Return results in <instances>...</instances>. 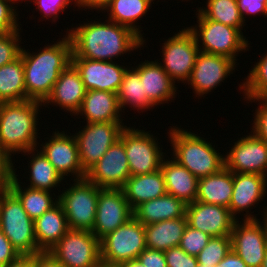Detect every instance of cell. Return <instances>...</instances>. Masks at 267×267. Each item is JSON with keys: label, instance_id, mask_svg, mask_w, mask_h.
Listing matches in <instances>:
<instances>
[{"label": "cell", "instance_id": "19", "mask_svg": "<svg viewBox=\"0 0 267 267\" xmlns=\"http://www.w3.org/2000/svg\"><path fill=\"white\" fill-rule=\"evenodd\" d=\"M79 71L86 90H103L117 93L127 68L114 61L71 58Z\"/></svg>", "mask_w": 267, "mask_h": 267}, {"label": "cell", "instance_id": "49", "mask_svg": "<svg viewBox=\"0 0 267 267\" xmlns=\"http://www.w3.org/2000/svg\"><path fill=\"white\" fill-rule=\"evenodd\" d=\"M32 267H64L48 251H43L32 256Z\"/></svg>", "mask_w": 267, "mask_h": 267}, {"label": "cell", "instance_id": "51", "mask_svg": "<svg viewBox=\"0 0 267 267\" xmlns=\"http://www.w3.org/2000/svg\"><path fill=\"white\" fill-rule=\"evenodd\" d=\"M110 0H75V5L79 8H89L91 10H103Z\"/></svg>", "mask_w": 267, "mask_h": 267}, {"label": "cell", "instance_id": "31", "mask_svg": "<svg viewBox=\"0 0 267 267\" xmlns=\"http://www.w3.org/2000/svg\"><path fill=\"white\" fill-rule=\"evenodd\" d=\"M152 0H110L103 8L108 13V19L119 25L126 26L137 33L145 42L140 27L135 22L143 18L150 9Z\"/></svg>", "mask_w": 267, "mask_h": 267}, {"label": "cell", "instance_id": "30", "mask_svg": "<svg viewBox=\"0 0 267 267\" xmlns=\"http://www.w3.org/2000/svg\"><path fill=\"white\" fill-rule=\"evenodd\" d=\"M186 226V216L144 225L146 247L166 251L179 246Z\"/></svg>", "mask_w": 267, "mask_h": 267}, {"label": "cell", "instance_id": "4", "mask_svg": "<svg viewBox=\"0 0 267 267\" xmlns=\"http://www.w3.org/2000/svg\"><path fill=\"white\" fill-rule=\"evenodd\" d=\"M173 149V158L198 179L215 174L224 167V156L203 137L179 127L167 132Z\"/></svg>", "mask_w": 267, "mask_h": 267}, {"label": "cell", "instance_id": "41", "mask_svg": "<svg viewBox=\"0 0 267 267\" xmlns=\"http://www.w3.org/2000/svg\"><path fill=\"white\" fill-rule=\"evenodd\" d=\"M13 4L14 0H0V34L21 30L17 23V9Z\"/></svg>", "mask_w": 267, "mask_h": 267}, {"label": "cell", "instance_id": "39", "mask_svg": "<svg viewBox=\"0 0 267 267\" xmlns=\"http://www.w3.org/2000/svg\"><path fill=\"white\" fill-rule=\"evenodd\" d=\"M210 238V235L187 225L179 247L187 254L197 257L202 249L208 244Z\"/></svg>", "mask_w": 267, "mask_h": 267}, {"label": "cell", "instance_id": "8", "mask_svg": "<svg viewBox=\"0 0 267 267\" xmlns=\"http://www.w3.org/2000/svg\"><path fill=\"white\" fill-rule=\"evenodd\" d=\"M146 248L144 225L133 216L100 240L101 262L117 267L137 259Z\"/></svg>", "mask_w": 267, "mask_h": 267}, {"label": "cell", "instance_id": "42", "mask_svg": "<svg viewBox=\"0 0 267 267\" xmlns=\"http://www.w3.org/2000/svg\"><path fill=\"white\" fill-rule=\"evenodd\" d=\"M32 1L37 5V10L40 11L41 15L43 14V18H53L52 21L54 22L56 21L55 19L59 18L58 15L61 11L64 12V10L70 8V3L72 4L74 1L75 4V0H29L27 2L29 3Z\"/></svg>", "mask_w": 267, "mask_h": 267}, {"label": "cell", "instance_id": "23", "mask_svg": "<svg viewBox=\"0 0 267 267\" xmlns=\"http://www.w3.org/2000/svg\"><path fill=\"white\" fill-rule=\"evenodd\" d=\"M134 69L143 81L144 93L154 105L168 103L177 93L175 82L163 70L158 61H146L138 64Z\"/></svg>", "mask_w": 267, "mask_h": 267}, {"label": "cell", "instance_id": "57", "mask_svg": "<svg viewBox=\"0 0 267 267\" xmlns=\"http://www.w3.org/2000/svg\"><path fill=\"white\" fill-rule=\"evenodd\" d=\"M98 267H115V266H107V265H103V264H101V265L98 266Z\"/></svg>", "mask_w": 267, "mask_h": 267}, {"label": "cell", "instance_id": "9", "mask_svg": "<svg viewBox=\"0 0 267 267\" xmlns=\"http://www.w3.org/2000/svg\"><path fill=\"white\" fill-rule=\"evenodd\" d=\"M48 252L64 267H98L100 240L88 230L69 229Z\"/></svg>", "mask_w": 267, "mask_h": 267}, {"label": "cell", "instance_id": "29", "mask_svg": "<svg viewBox=\"0 0 267 267\" xmlns=\"http://www.w3.org/2000/svg\"><path fill=\"white\" fill-rule=\"evenodd\" d=\"M35 237L42 251L50 250L69 230L67 218L58 202L34 221Z\"/></svg>", "mask_w": 267, "mask_h": 267}, {"label": "cell", "instance_id": "14", "mask_svg": "<svg viewBox=\"0 0 267 267\" xmlns=\"http://www.w3.org/2000/svg\"><path fill=\"white\" fill-rule=\"evenodd\" d=\"M132 217L123 189L101 188L92 233L101 240Z\"/></svg>", "mask_w": 267, "mask_h": 267}, {"label": "cell", "instance_id": "55", "mask_svg": "<svg viewBox=\"0 0 267 267\" xmlns=\"http://www.w3.org/2000/svg\"><path fill=\"white\" fill-rule=\"evenodd\" d=\"M261 267H267V252H266L265 258L263 259V263Z\"/></svg>", "mask_w": 267, "mask_h": 267}, {"label": "cell", "instance_id": "46", "mask_svg": "<svg viewBox=\"0 0 267 267\" xmlns=\"http://www.w3.org/2000/svg\"><path fill=\"white\" fill-rule=\"evenodd\" d=\"M137 259L145 267H167L164 251L146 248Z\"/></svg>", "mask_w": 267, "mask_h": 267}, {"label": "cell", "instance_id": "56", "mask_svg": "<svg viewBox=\"0 0 267 267\" xmlns=\"http://www.w3.org/2000/svg\"><path fill=\"white\" fill-rule=\"evenodd\" d=\"M197 267H220V266L219 265H216V266H203V265L198 264Z\"/></svg>", "mask_w": 267, "mask_h": 267}, {"label": "cell", "instance_id": "1", "mask_svg": "<svg viewBox=\"0 0 267 267\" xmlns=\"http://www.w3.org/2000/svg\"><path fill=\"white\" fill-rule=\"evenodd\" d=\"M83 24L67 31L72 43L71 58L112 61L144 45L137 33L109 19L106 23L94 20Z\"/></svg>", "mask_w": 267, "mask_h": 267}, {"label": "cell", "instance_id": "53", "mask_svg": "<svg viewBox=\"0 0 267 267\" xmlns=\"http://www.w3.org/2000/svg\"><path fill=\"white\" fill-rule=\"evenodd\" d=\"M117 267H145L138 259L129 260L119 264Z\"/></svg>", "mask_w": 267, "mask_h": 267}, {"label": "cell", "instance_id": "52", "mask_svg": "<svg viewBox=\"0 0 267 267\" xmlns=\"http://www.w3.org/2000/svg\"><path fill=\"white\" fill-rule=\"evenodd\" d=\"M5 267H32V256H20L13 262L5 265Z\"/></svg>", "mask_w": 267, "mask_h": 267}, {"label": "cell", "instance_id": "44", "mask_svg": "<svg viewBox=\"0 0 267 267\" xmlns=\"http://www.w3.org/2000/svg\"><path fill=\"white\" fill-rule=\"evenodd\" d=\"M12 156L0 145V193L9 189L14 178Z\"/></svg>", "mask_w": 267, "mask_h": 267}, {"label": "cell", "instance_id": "13", "mask_svg": "<svg viewBox=\"0 0 267 267\" xmlns=\"http://www.w3.org/2000/svg\"><path fill=\"white\" fill-rule=\"evenodd\" d=\"M130 176L126 150L120 138L86 172V178L99 188L122 189Z\"/></svg>", "mask_w": 267, "mask_h": 267}, {"label": "cell", "instance_id": "7", "mask_svg": "<svg viewBox=\"0 0 267 267\" xmlns=\"http://www.w3.org/2000/svg\"><path fill=\"white\" fill-rule=\"evenodd\" d=\"M68 189L58 195L69 229L92 231L95 222L99 188L86 177L74 179Z\"/></svg>", "mask_w": 267, "mask_h": 267}, {"label": "cell", "instance_id": "33", "mask_svg": "<svg viewBox=\"0 0 267 267\" xmlns=\"http://www.w3.org/2000/svg\"><path fill=\"white\" fill-rule=\"evenodd\" d=\"M26 100L24 65L20 56L0 67V103Z\"/></svg>", "mask_w": 267, "mask_h": 267}, {"label": "cell", "instance_id": "40", "mask_svg": "<svg viewBox=\"0 0 267 267\" xmlns=\"http://www.w3.org/2000/svg\"><path fill=\"white\" fill-rule=\"evenodd\" d=\"M20 30L0 34V67L17 59L22 50ZM20 45V46H19Z\"/></svg>", "mask_w": 267, "mask_h": 267}, {"label": "cell", "instance_id": "47", "mask_svg": "<svg viewBox=\"0 0 267 267\" xmlns=\"http://www.w3.org/2000/svg\"><path fill=\"white\" fill-rule=\"evenodd\" d=\"M237 5L245 22V15L263 14L267 17V0H237Z\"/></svg>", "mask_w": 267, "mask_h": 267}, {"label": "cell", "instance_id": "43", "mask_svg": "<svg viewBox=\"0 0 267 267\" xmlns=\"http://www.w3.org/2000/svg\"><path fill=\"white\" fill-rule=\"evenodd\" d=\"M167 267H197V257L187 254L179 246L164 251Z\"/></svg>", "mask_w": 267, "mask_h": 267}, {"label": "cell", "instance_id": "36", "mask_svg": "<svg viewBox=\"0 0 267 267\" xmlns=\"http://www.w3.org/2000/svg\"><path fill=\"white\" fill-rule=\"evenodd\" d=\"M207 6L198 8L203 17L220 22L225 25L237 28L242 34L241 30L244 27V20L237 5V0H207Z\"/></svg>", "mask_w": 267, "mask_h": 267}, {"label": "cell", "instance_id": "10", "mask_svg": "<svg viewBox=\"0 0 267 267\" xmlns=\"http://www.w3.org/2000/svg\"><path fill=\"white\" fill-rule=\"evenodd\" d=\"M119 138L124 143L131 176L149 174L161 169L166 153L162 152L163 148L160 149L157 138L151 133L126 126Z\"/></svg>", "mask_w": 267, "mask_h": 267}, {"label": "cell", "instance_id": "18", "mask_svg": "<svg viewBox=\"0 0 267 267\" xmlns=\"http://www.w3.org/2000/svg\"><path fill=\"white\" fill-rule=\"evenodd\" d=\"M47 139V142L41 144L40 151L64 180L70 174L76 176L75 179L85 178L86 172L80 164L75 136L57 130Z\"/></svg>", "mask_w": 267, "mask_h": 267}, {"label": "cell", "instance_id": "3", "mask_svg": "<svg viewBox=\"0 0 267 267\" xmlns=\"http://www.w3.org/2000/svg\"><path fill=\"white\" fill-rule=\"evenodd\" d=\"M39 106L36 100L0 103V145L10 155L38 148Z\"/></svg>", "mask_w": 267, "mask_h": 267}, {"label": "cell", "instance_id": "17", "mask_svg": "<svg viewBox=\"0 0 267 267\" xmlns=\"http://www.w3.org/2000/svg\"><path fill=\"white\" fill-rule=\"evenodd\" d=\"M237 62L226 56L199 52L191 76L187 81L196 96H204L232 74Z\"/></svg>", "mask_w": 267, "mask_h": 267}, {"label": "cell", "instance_id": "26", "mask_svg": "<svg viewBox=\"0 0 267 267\" xmlns=\"http://www.w3.org/2000/svg\"><path fill=\"white\" fill-rule=\"evenodd\" d=\"M187 205L173 195L166 193L159 198L141 203L133 210V216L143 225L164 220L183 218Z\"/></svg>", "mask_w": 267, "mask_h": 267}, {"label": "cell", "instance_id": "45", "mask_svg": "<svg viewBox=\"0 0 267 267\" xmlns=\"http://www.w3.org/2000/svg\"><path fill=\"white\" fill-rule=\"evenodd\" d=\"M251 103L259 102L258 108L255 110L252 132L260 139L267 142V103L263 99H246Z\"/></svg>", "mask_w": 267, "mask_h": 267}, {"label": "cell", "instance_id": "16", "mask_svg": "<svg viewBox=\"0 0 267 267\" xmlns=\"http://www.w3.org/2000/svg\"><path fill=\"white\" fill-rule=\"evenodd\" d=\"M235 221L231 237L232 250L241 257L247 267H261L267 252V241L261 221Z\"/></svg>", "mask_w": 267, "mask_h": 267}, {"label": "cell", "instance_id": "54", "mask_svg": "<svg viewBox=\"0 0 267 267\" xmlns=\"http://www.w3.org/2000/svg\"><path fill=\"white\" fill-rule=\"evenodd\" d=\"M263 210H265V211H263V213H264V218H263V221L261 222V223H263L262 224V226H263V228H264V232H265V237H266V241H267V206L263 209Z\"/></svg>", "mask_w": 267, "mask_h": 267}, {"label": "cell", "instance_id": "59", "mask_svg": "<svg viewBox=\"0 0 267 267\" xmlns=\"http://www.w3.org/2000/svg\"><path fill=\"white\" fill-rule=\"evenodd\" d=\"M16 3H19L20 2V0H14ZM17 1H19V2H17ZM23 0H21V2H22ZM26 1V0H25Z\"/></svg>", "mask_w": 267, "mask_h": 267}, {"label": "cell", "instance_id": "21", "mask_svg": "<svg viewBox=\"0 0 267 267\" xmlns=\"http://www.w3.org/2000/svg\"><path fill=\"white\" fill-rule=\"evenodd\" d=\"M267 177L253 173H233V191L229 204L232 216L239 220L237 214L245 211V220H257L248 214L251 207L258 204L266 196ZM247 210V211H246Z\"/></svg>", "mask_w": 267, "mask_h": 267}, {"label": "cell", "instance_id": "37", "mask_svg": "<svg viewBox=\"0 0 267 267\" xmlns=\"http://www.w3.org/2000/svg\"><path fill=\"white\" fill-rule=\"evenodd\" d=\"M245 82L240 85L245 99H263L267 95V53L254 64Z\"/></svg>", "mask_w": 267, "mask_h": 267}, {"label": "cell", "instance_id": "11", "mask_svg": "<svg viewBox=\"0 0 267 267\" xmlns=\"http://www.w3.org/2000/svg\"><path fill=\"white\" fill-rule=\"evenodd\" d=\"M122 122L87 123L76 138L78 154L82 169L87 172L109 147L119 139L121 131L126 127Z\"/></svg>", "mask_w": 267, "mask_h": 267}, {"label": "cell", "instance_id": "20", "mask_svg": "<svg viewBox=\"0 0 267 267\" xmlns=\"http://www.w3.org/2000/svg\"><path fill=\"white\" fill-rule=\"evenodd\" d=\"M186 219L188 226L211 237L230 236L236 221L229 208L199 201L187 205Z\"/></svg>", "mask_w": 267, "mask_h": 267}, {"label": "cell", "instance_id": "22", "mask_svg": "<svg viewBox=\"0 0 267 267\" xmlns=\"http://www.w3.org/2000/svg\"><path fill=\"white\" fill-rule=\"evenodd\" d=\"M84 83L79 71L70 63L61 73L55 82L51 94L43 102V105L55 104L56 107L70 111V115L76 114L80 109L86 94ZM50 103V104H49ZM72 112V113H71Z\"/></svg>", "mask_w": 267, "mask_h": 267}, {"label": "cell", "instance_id": "58", "mask_svg": "<svg viewBox=\"0 0 267 267\" xmlns=\"http://www.w3.org/2000/svg\"><path fill=\"white\" fill-rule=\"evenodd\" d=\"M263 100L267 103V95L263 98Z\"/></svg>", "mask_w": 267, "mask_h": 267}, {"label": "cell", "instance_id": "15", "mask_svg": "<svg viewBox=\"0 0 267 267\" xmlns=\"http://www.w3.org/2000/svg\"><path fill=\"white\" fill-rule=\"evenodd\" d=\"M224 167L233 173L267 174V142L254 133L240 138L224 156Z\"/></svg>", "mask_w": 267, "mask_h": 267}, {"label": "cell", "instance_id": "12", "mask_svg": "<svg viewBox=\"0 0 267 267\" xmlns=\"http://www.w3.org/2000/svg\"><path fill=\"white\" fill-rule=\"evenodd\" d=\"M162 46L163 70L174 81L187 82L191 76L199 48L194 35L186 29L169 37Z\"/></svg>", "mask_w": 267, "mask_h": 267}, {"label": "cell", "instance_id": "2", "mask_svg": "<svg viewBox=\"0 0 267 267\" xmlns=\"http://www.w3.org/2000/svg\"><path fill=\"white\" fill-rule=\"evenodd\" d=\"M36 53L21 50L24 65L26 100L44 102L51 94L60 73L71 63L72 43L66 33L62 40Z\"/></svg>", "mask_w": 267, "mask_h": 267}, {"label": "cell", "instance_id": "35", "mask_svg": "<svg viewBox=\"0 0 267 267\" xmlns=\"http://www.w3.org/2000/svg\"><path fill=\"white\" fill-rule=\"evenodd\" d=\"M118 103L122 110L126 105L134 109L141 110L152 108L154 105L149 101L144 93L143 81L140 80L139 73L132 67L127 68L123 76L122 83L117 91Z\"/></svg>", "mask_w": 267, "mask_h": 267}, {"label": "cell", "instance_id": "24", "mask_svg": "<svg viewBox=\"0 0 267 267\" xmlns=\"http://www.w3.org/2000/svg\"><path fill=\"white\" fill-rule=\"evenodd\" d=\"M121 108L116 93L87 90L80 109L75 115L85 116L87 123L122 122Z\"/></svg>", "mask_w": 267, "mask_h": 267}, {"label": "cell", "instance_id": "38", "mask_svg": "<svg viewBox=\"0 0 267 267\" xmlns=\"http://www.w3.org/2000/svg\"><path fill=\"white\" fill-rule=\"evenodd\" d=\"M230 236H214L197 256L198 264L216 266L231 250Z\"/></svg>", "mask_w": 267, "mask_h": 267}, {"label": "cell", "instance_id": "32", "mask_svg": "<svg viewBox=\"0 0 267 267\" xmlns=\"http://www.w3.org/2000/svg\"><path fill=\"white\" fill-rule=\"evenodd\" d=\"M17 176L16 171H14V178L9 189L19 198L23 209L32 220L35 221L59 202L58 196H56L55 200V198H52L53 196H51L52 193L50 194V191L29 187L24 188V186L22 188Z\"/></svg>", "mask_w": 267, "mask_h": 267}, {"label": "cell", "instance_id": "28", "mask_svg": "<svg viewBox=\"0 0 267 267\" xmlns=\"http://www.w3.org/2000/svg\"><path fill=\"white\" fill-rule=\"evenodd\" d=\"M233 191V172L223 167L219 172L198 179L196 201L228 208Z\"/></svg>", "mask_w": 267, "mask_h": 267}, {"label": "cell", "instance_id": "6", "mask_svg": "<svg viewBox=\"0 0 267 267\" xmlns=\"http://www.w3.org/2000/svg\"><path fill=\"white\" fill-rule=\"evenodd\" d=\"M196 15L198 25L187 28L194 35L200 52L222 55L237 61L238 52L248 50L250 44L237 28L209 20L199 12Z\"/></svg>", "mask_w": 267, "mask_h": 267}, {"label": "cell", "instance_id": "5", "mask_svg": "<svg viewBox=\"0 0 267 267\" xmlns=\"http://www.w3.org/2000/svg\"><path fill=\"white\" fill-rule=\"evenodd\" d=\"M0 230L20 255L33 256L43 252L37 245L34 220L10 189L0 193Z\"/></svg>", "mask_w": 267, "mask_h": 267}, {"label": "cell", "instance_id": "48", "mask_svg": "<svg viewBox=\"0 0 267 267\" xmlns=\"http://www.w3.org/2000/svg\"><path fill=\"white\" fill-rule=\"evenodd\" d=\"M20 256L21 255L14 248L9 239L0 230V263L7 265L18 259Z\"/></svg>", "mask_w": 267, "mask_h": 267}, {"label": "cell", "instance_id": "25", "mask_svg": "<svg viewBox=\"0 0 267 267\" xmlns=\"http://www.w3.org/2000/svg\"><path fill=\"white\" fill-rule=\"evenodd\" d=\"M161 171L166 192L183 201L186 205L195 202L198 178L173 158L162 160Z\"/></svg>", "mask_w": 267, "mask_h": 267}, {"label": "cell", "instance_id": "34", "mask_svg": "<svg viewBox=\"0 0 267 267\" xmlns=\"http://www.w3.org/2000/svg\"><path fill=\"white\" fill-rule=\"evenodd\" d=\"M34 151H37V154ZM22 153L33 155L29 162L30 164H28L30 165L28 166L30 167V174H28V179L30 181V185H28L29 188L47 190L51 192V188L60 186L59 184H61L60 182L64 178L55 170L54 166L41 151H38L36 148Z\"/></svg>", "mask_w": 267, "mask_h": 267}, {"label": "cell", "instance_id": "50", "mask_svg": "<svg viewBox=\"0 0 267 267\" xmlns=\"http://www.w3.org/2000/svg\"><path fill=\"white\" fill-rule=\"evenodd\" d=\"M220 267H247L245 262L232 249L219 262Z\"/></svg>", "mask_w": 267, "mask_h": 267}, {"label": "cell", "instance_id": "27", "mask_svg": "<svg viewBox=\"0 0 267 267\" xmlns=\"http://www.w3.org/2000/svg\"><path fill=\"white\" fill-rule=\"evenodd\" d=\"M122 189L132 210L141 203L167 193L161 169L149 174L130 176Z\"/></svg>", "mask_w": 267, "mask_h": 267}]
</instances>
